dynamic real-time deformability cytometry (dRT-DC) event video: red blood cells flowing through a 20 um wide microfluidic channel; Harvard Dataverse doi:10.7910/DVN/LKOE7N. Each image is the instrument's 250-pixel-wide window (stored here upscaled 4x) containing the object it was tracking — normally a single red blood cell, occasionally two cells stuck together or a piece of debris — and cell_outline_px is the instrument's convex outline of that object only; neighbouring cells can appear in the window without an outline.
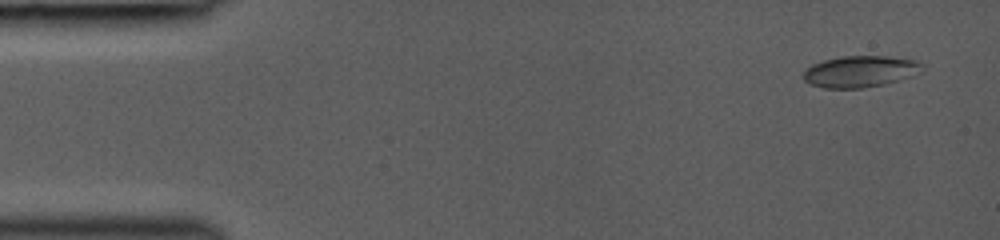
{"species": "common noctule bat (a hibernating species)", "species_latin": "Nyctalus noctula", "temperature_condition": "room temperature", "stored_images_in_passage": 65, "camera_frame_rate_fps": 3000, "um_per_image_px": 0.085, "animal": {"sex": "female", "body_mass_g": 19.0, "forearm_length_mm": 53.3}, "frame": {"image": 1, "passage_image": 1, "time_ms": 0.0, "image_size_px": [1000, 240], "cell_outline_px": [[924, 68], [912, 76], [900, 80], [860, 88], [824, 88], [808, 84], [804, 80], [804, 72], [812, 64], [824, 60], [840, 56], [888, 56], [916, 60], [924, 64]], "centroid_in_image_um": [73.12, 6.06], "position_along_channel_um": 11.9, "area_um2": 21.73}}
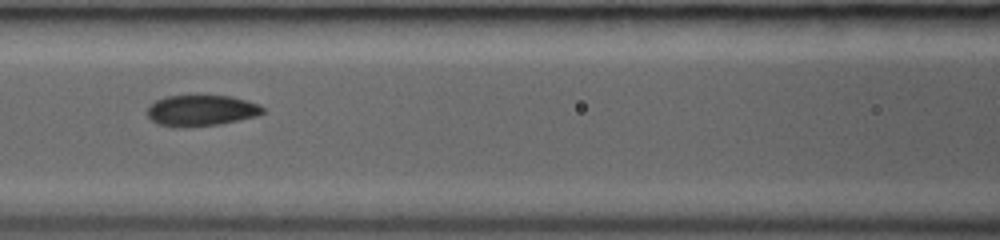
{"frame": {"image": 2, "passage_image": 27, "time_ms": 6.0, "image_size_px": [1000, 240], "cell_outline_px": [[264, 112], [256, 116], [220, 124], [184, 128], [176, 128], [160, 124], [152, 120], [148, 116], [148, 108], [156, 100], [164, 96], [232, 96], [256, 104], [264, 108]], "centroid_in_image_um": [17.08, 9.41], "position_along_channel_um": 149.5, "area_um2": 20.69}}
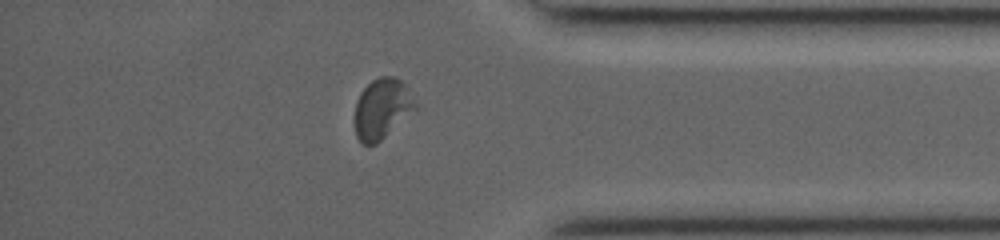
{"frame": {"image": 3, "passage_image": 56, "time_ms": 12.0, "image_size_px": [1000, 240], "cell_outline_px": [[420, 108], [416, 112], [376, 144], [364, 144], [356, 136], [356, 100], [360, 92], [372, 80], [380, 76], [396, 76], [408, 84]], "centroid_in_image_um": [32.58, 9.2], "position_along_channel_um": 402.6, "area_um2": 21.96}}